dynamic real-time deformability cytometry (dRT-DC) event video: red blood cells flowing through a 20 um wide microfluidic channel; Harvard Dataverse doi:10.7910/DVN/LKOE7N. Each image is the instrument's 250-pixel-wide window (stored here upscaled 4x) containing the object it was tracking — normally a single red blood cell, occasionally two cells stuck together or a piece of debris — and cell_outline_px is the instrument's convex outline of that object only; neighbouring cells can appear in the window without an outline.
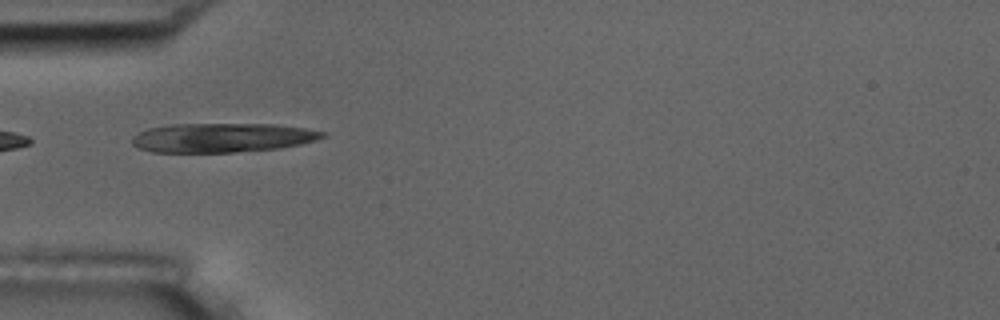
{"species": "common noctule bat (a hibernating species)", "species_latin": "Nyctalus noctula", "temperature_condition": "room temperature", "stored_images_in_passage": 8, "camera_frame_rate_fps": 3000, "um_per_image_px": 0.085, "animal": {"sex": "male", "body_mass_g": 17.5, "forearm_length_mm": 52.3}, "frame": {"image": 1, "passage_image": 5, "time_ms": 4.667, "image_size_px": [1000, 320], "cell_outline_px": [[328, 136], [316, 140], [300, 144], [280, 148], [232, 152], [152, 152], [140, 148], [132, 144], [132, 136], [148, 128], [172, 124], [272, 124], [304, 128], [328, 132]], "centroid_in_image_um": [18.92, 11.7], "position_along_channel_um": 66.1, "area_um2": 32.43}}
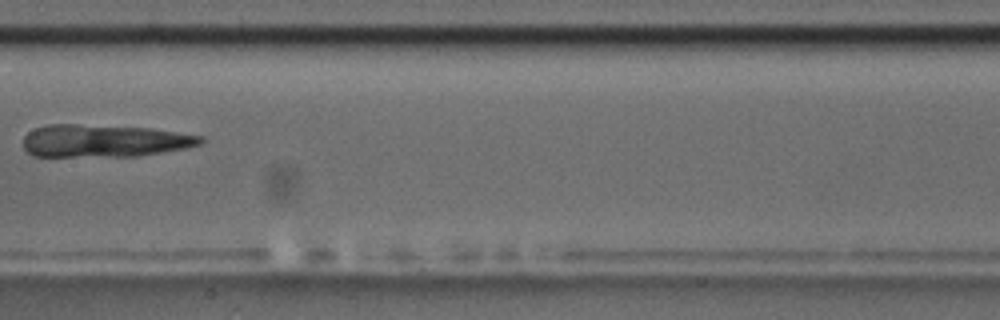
{"frame": {"image": 2, "passage_image": 8, "time_ms": 8.333, "image_size_px": [1000, 320], "cell_outline_px": [[204, 140], [200, 144], [188, 148], [136, 156], [32, 156], [24, 148], [24, 136], [28, 132], [36, 128], [48, 124], [76, 124], [148, 128], [204, 136]], "centroid_in_image_um": [8.85, 11.97], "position_along_channel_um": 198.5, "area_um2": 33.52}}